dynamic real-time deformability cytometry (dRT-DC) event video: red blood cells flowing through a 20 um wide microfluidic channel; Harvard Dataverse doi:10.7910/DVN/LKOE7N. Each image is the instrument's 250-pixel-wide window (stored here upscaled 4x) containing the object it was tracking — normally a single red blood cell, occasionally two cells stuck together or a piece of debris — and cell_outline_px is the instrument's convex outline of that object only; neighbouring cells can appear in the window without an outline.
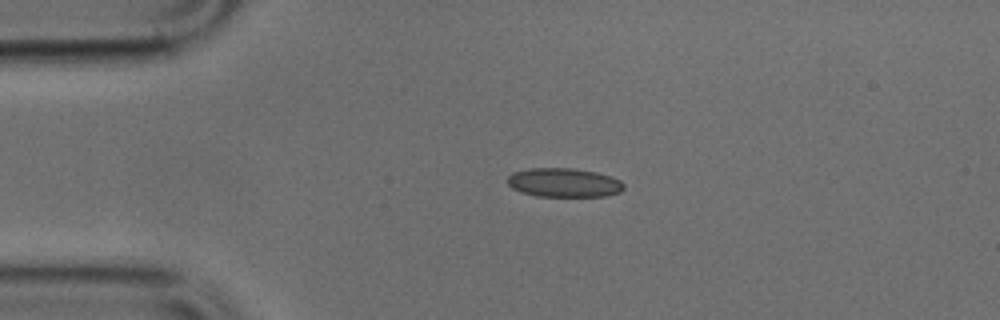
{"species": "common noctule bat (a hibernating species)", "species_latin": "Nyctalus noctula", "temperature_condition": "cold", "stored_images_in_passage": 40, "camera_frame_rate_fps": 3000, "um_per_image_px": 0.085, "animal": {"sex": "male", "body_mass_g": 17.9, "forearm_length_mm": 54.2}, "frame": {"image": 1, "passage_image": 1, "time_ms": 0.0, "image_size_px": [1000, 320], "cell_outline_px": [[624, 188], [620, 192], [604, 196], [536, 196], [520, 192], [512, 188], [508, 184], [508, 176], [512, 172], [528, 168], [572, 168], [596, 172], [620, 180], [624, 184]], "centroid_in_image_um": [47.9, 15.52], "position_along_channel_um": 37.1, "area_um2": 19.65}}
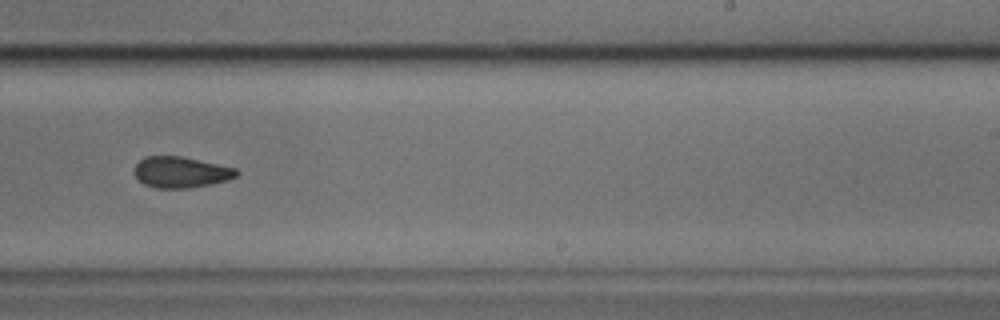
{"frame": {"image": 2, "passage_image": 21, "time_ms": 6.667, "image_size_px": [1000, 320], "cell_outline_px": [[240, 172], [236, 176], [228, 180], [212, 184], [188, 188], [156, 188], [144, 184], [132, 172], [136, 164], [144, 156], [180, 156], [236, 168]], "centroid_in_image_um": [15.36, 14.64], "position_along_channel_um": 273.6, "area_um2": 18.5}}
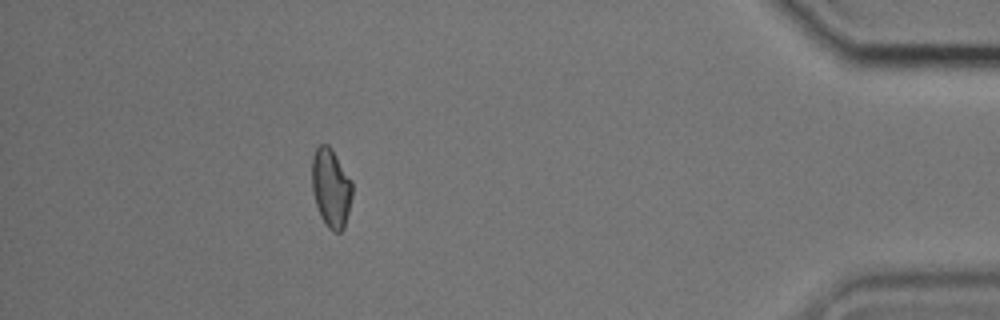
{"frame": {"image": 3, "passage_image": 35, "time_ms": 11.333, "image_size_px": [1000, 320], "cell_outline_px": [[352, 196], [344, 228], [340, 232], [332, 232], [328, 228], [320, 216], [312, 192], [312, 156], [316, 148], [320, 144], [328, 144], [332, 148], [352, 180]], "centroid_in_image_um": [28.13, 15.96], "position_along_channel_um": 407.1, "area_um2": 18.73}}